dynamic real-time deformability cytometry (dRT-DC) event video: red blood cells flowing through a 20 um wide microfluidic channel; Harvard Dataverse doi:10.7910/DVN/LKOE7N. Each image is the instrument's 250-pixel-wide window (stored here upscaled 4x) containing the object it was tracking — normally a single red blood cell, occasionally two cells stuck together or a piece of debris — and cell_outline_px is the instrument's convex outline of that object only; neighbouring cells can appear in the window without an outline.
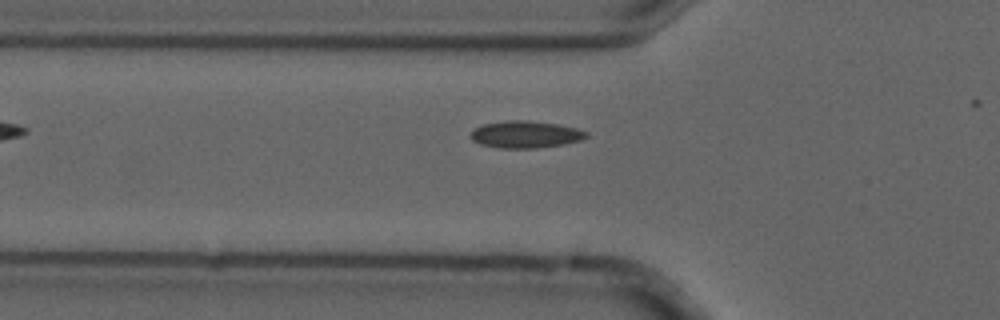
{"species": "common noctule bat (a hibernating species)", "species_latin": "Nyctalus noctula", "temperature_condition": "cold", "stored_images_in_passage": 2, "camera_frame_rate_fps": 3000, "um_per_image_px": 0.085, "animal": {"sex": "male", "forearm_length_mm": 52.5}, "frame": {"image": 1, "passage_image": 2, "time_ms": 0.333, "image_size_px": [1000, 320], "cell_outline_px": [[588, 136], [580, 140], [564, 144], [536, 148], [500, 148], [480, 144], [472, 140], [472, 128], [484, 124], [504, 120], [528, 120], [556, 124], [576, 128], [588, 132]], "centroid_in_image_um": [44.65, 11.42], "position_along_channel_um": 81.1, "area_um2": 18.21}}